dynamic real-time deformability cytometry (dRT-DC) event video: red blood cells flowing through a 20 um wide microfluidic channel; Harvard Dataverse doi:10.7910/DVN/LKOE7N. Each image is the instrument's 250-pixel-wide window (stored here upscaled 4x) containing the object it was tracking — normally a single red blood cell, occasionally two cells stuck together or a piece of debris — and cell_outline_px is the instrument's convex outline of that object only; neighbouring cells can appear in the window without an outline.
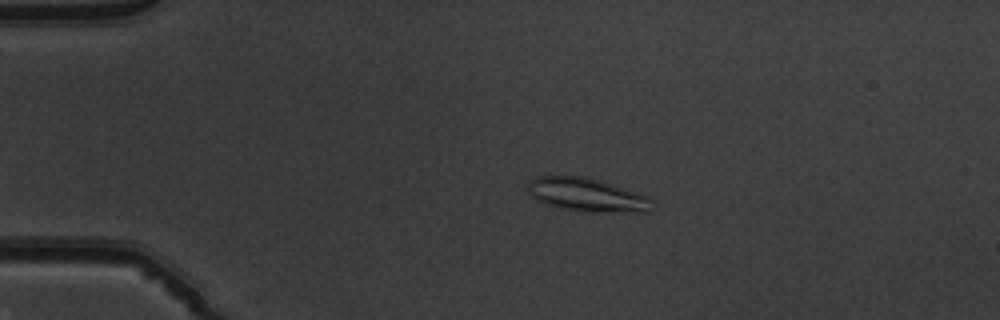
{"species": "common noctule bat (a hibernating species)", "species_latin": "Nyctalus noctula", "temperature_condition": "warm", "stored_images_in_passage": 51, "camera_frame_rate_fps": 3000, "um_per_image_px": 0.085, "animal": {"sex": "male", "body_mass_g": 19.5, "forearm_length_mm": 54.6}, "frame": {"image": 1, "passage_image": 11, "time_ms": 3.333, "image_size_px": [1000, 320], "cell_outline_px": [[652, 200], [648, 212], [588, 212], [560, 208], [544, 204], [536, 200], [528, 192], [528, 184], [536, 176], [584, 176], [600, 180], [648, 196]], "centroid_in_image_um": [49.86, 16.57], "position_along_channel_um": 35.1, "area_um2": 24.22}}
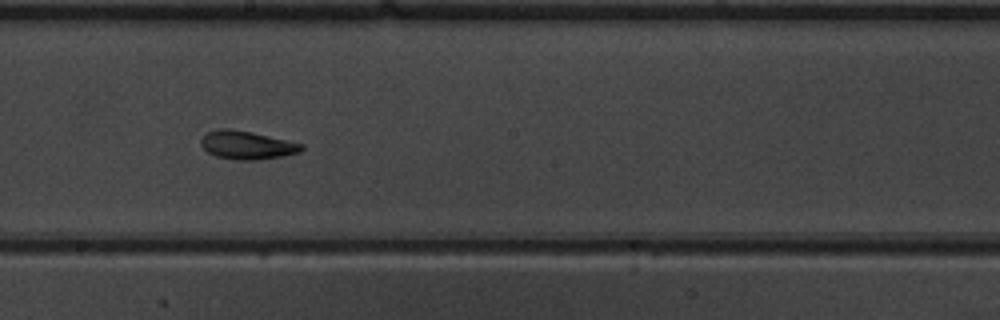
{"frame": {"image": 2, "passage_image": 29, "time_ms": 9.333, "image_size_px": [1000, 320], "cell_outline_px": [[304, 148], [300, 152], [280, 156], [256, 160], [236, 160], [216, 156], [208, 152], [200, 144], [200, 140], [208, 132], [216, 128], [228, 128], [252, 132], [304, 144]], "centroid_in_image_um": [20.98, 12.32], "position_along_channel_um": 227.2, "area_um2": 16.53}}
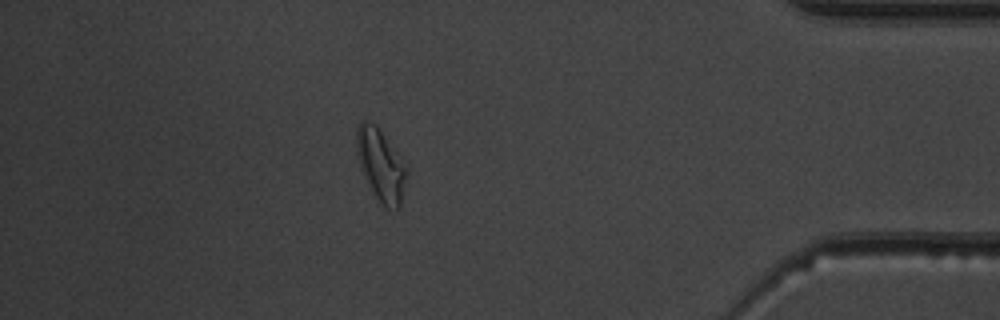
{"frame": {"image": 3, "passage_image": 45, "time_ms": 14.667, "image_size_px": [1000, 320], "cell_outline_px": [[408, 172], [400, 204], [396, 212], [380, 204], [372, 192], [360, 168], [356, 152], [356, 128], [360, 120], [364, 120], [380, 128], [400, 156], [408, 168]], "centroid_in_image_um": [32.36, 14.03], "position_along_channel_um": 402.8, "area_um2": 21.33}, "authors_computed_cell_mechanics": {"area_um2": 18.1492, "velocity_mm_per_s": 3.9926, "shape_relaxation_time_tau1_ms": null, "shape_relaxation_time_tau2_ms": 2.1788, "deformation_change_tau1": null, "deformation_change_tau2": 0.0954}}